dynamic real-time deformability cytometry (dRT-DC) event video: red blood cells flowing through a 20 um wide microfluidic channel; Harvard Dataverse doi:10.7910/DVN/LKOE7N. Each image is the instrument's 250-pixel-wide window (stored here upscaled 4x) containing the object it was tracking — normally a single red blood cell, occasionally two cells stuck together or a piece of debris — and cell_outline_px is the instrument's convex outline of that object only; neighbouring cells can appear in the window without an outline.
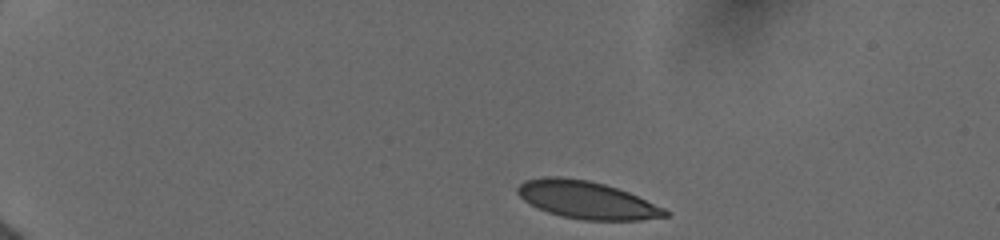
{"species": "human", "species_latin": "Homo sapiens", "temperature_condition": "cold", "stored_images_in_passage": 32, "camera_frame_rate_fps": 3000, "um_per_image_px": 0.085, "donor": {"sex": "female"}, "frame": {"image": 1, "passage_image": 1, "time_ms": 0.0, "image_size_px": [1000, 240], "cell_outline_px": [[668, 216], [640, 220], [584, 220], [560, 216], [536, 208], [524, 200], [516, 192], [516, 188], [524, 180], [544, 176], [560, 176], [588, 180], [604, 184], [628, 192], [664, 208], [668, 212]], "centroid_in_image_um": [49.82, 16.99], "position_along_channel_um": 35.2, "area_um2": 32.25}}
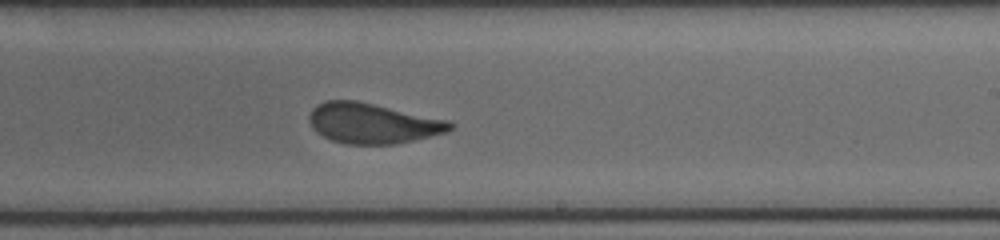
{"frame": {"image": 2, "passage_image": 18, "time_ms": 8.0, "image_size_px": [1000, 240], "cell_outline_px": [[456, 124], [448, 132], [396, 144], [344, 144], [332, 140], [324, 136], [312, 128], [308, 120], [308, 116], [312, 108], [316, 104], [328, 100], [356, 100], [452, 120]], "centroid_in_image_um": [31.71, 10.47], "position_along_channel_um": 257.3, "area_um2": 33.47}}
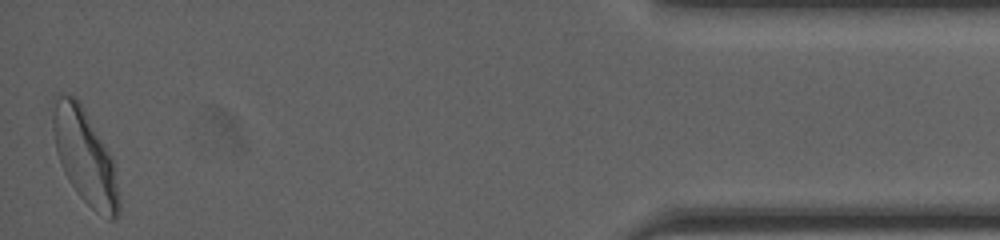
{"frame": {"image": 3, "passage_image": 32, "time_ms": 14.0, "image_size_px": [1000, 240], "cell_outline_px": [[120, 212], [116, 220], [108, 220], [96, 212], [76, 192], [64, 172], [56, 148], [52, 128], [52, 96], [56, 92], [60, 92], [76, 96], [80, 100], [112, 160], [120, 200]], "centroid_in_image_um": [7.18, 13.26], "position_along_channel_um": 428.0, "area_um2": 36.36}, "authors_computed_cell_mechanics": {"area_um2": 33.5529, "velocity_mm_per_s": 3.9072, "shape_relaxation_time_tau1_ms": 5.241, "shape_relaxation_time_tau2_ms": null, "deformation_change_tau1": 0.1682, "deformation_change_tau2": null}}